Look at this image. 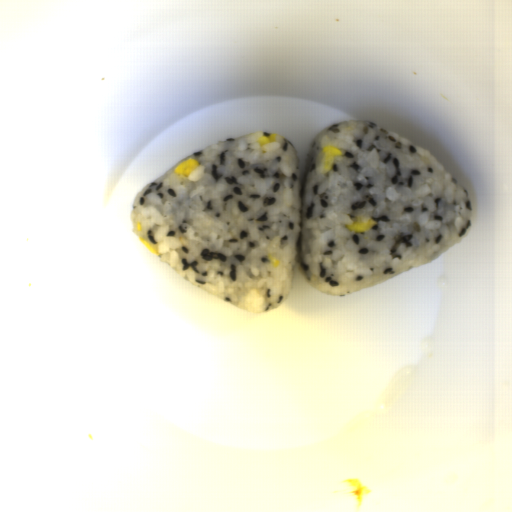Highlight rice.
<instances>
[{
    "instance_id": "1",
    "label": "rice",
    "mask_w": 512,
    "mask_h": 512,
    "mask_svg": "<svg viewBox=\"0 0 512 512\" xmlns=\"http://www.w3.org/2000/svg\"><path fill=\"white\" fill-rule=\"evenodd\" d=\"M276 142L261 146V136ZM343 151L331 170L323 147ZM198 161L189 177L174 169ZM473 205L426 149L370 122L316 135L304 170L277 133L226 139L175 164L135 197V235L182 278L252 313L286 303L295 266L328 296L352 295L432 262L464 240ZM376 221L355 233L345 224Z\"/></svg>"
}]
</instances>
